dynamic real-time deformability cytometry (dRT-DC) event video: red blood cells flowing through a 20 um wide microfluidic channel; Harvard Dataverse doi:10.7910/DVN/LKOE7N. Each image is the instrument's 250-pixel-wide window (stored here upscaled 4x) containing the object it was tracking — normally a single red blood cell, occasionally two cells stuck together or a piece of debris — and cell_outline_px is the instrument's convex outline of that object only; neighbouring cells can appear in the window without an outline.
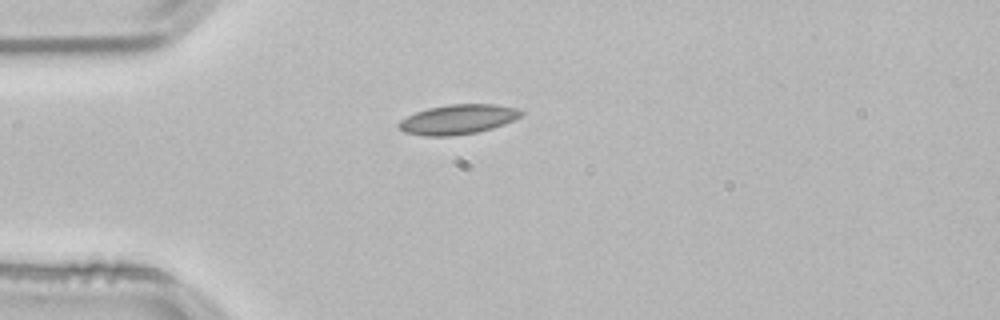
{"species": "common noctule bat (a hibernating species)", "species_latin": "Nyctalus noctula", "temperature_condition": "room temperature", "stored_images_in_passage": 40, "camera_frame_rate_fps": 3000, "um_per_image_px": 0.085, "animal": {"sex": "male", "body_mass_g": 21.5, "forearm_length_mm": 52.0}, "frame": {"image": 1, "passage_image": 1, "time_ms": 0.0, "image_size_px": [1000, 320], "cell_outline_px": [[524, 112], [520, 116], [504, 124], [492, 128], [476, 132], [452, 136], [424, 136], [404, 132], [396, 124], [400, 120], [416, 112], [428, 108], [448, 104], [496, 104], [520, 108]], "centroid_in_image_um": [38.93, 10.14], "position_along_channel_um": 46.1, "area_um2": 21.21}}
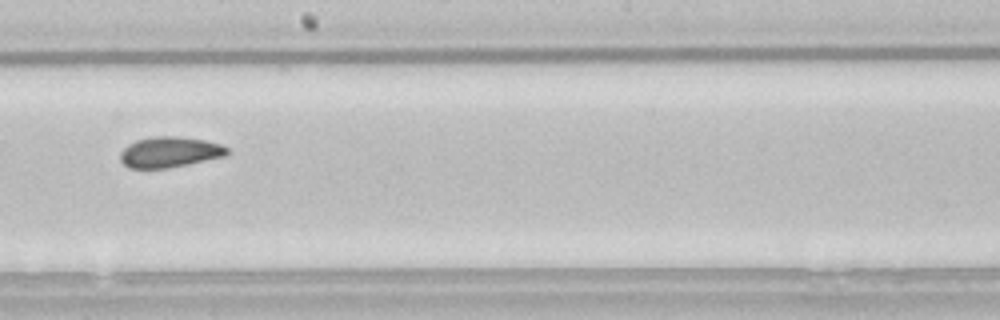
{"frame": {"image": 2, "passage_image": 17, "time_ms": 5.333, "image_size_px": [1000, 320], "cell_outline_px": [[228, 152], [224, 156], [188, 164], [168, 168], [128, 168], [120, 160], [120, 152], [128, 144], [136, 140], [152, 136], [176, 136], [204, 140], [220, 144], [228, 148]], "centroid_in_image_um": [14.38, 12.92], "position_along_channel_um": 233.8, "area_um2": 19.02}}
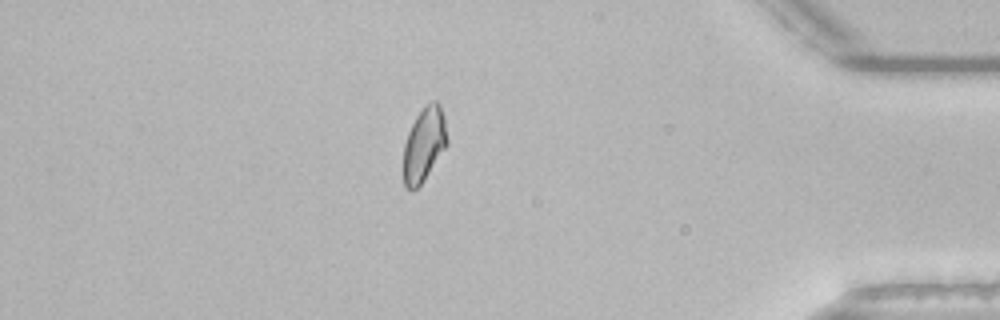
{"frame": {"image": 3, "passage_image": 33, "time_ms": 10.667, "image_size_px": [1000, 320], "cell_outline_px": [[448, 144], [424, 180], [412, 192], [404, 184], [404, 144], [408, 132], [416, 116], [432, 100], [436, 100], [440, 104], [444, 116], [448, 140]], "centroid_in_image_um": [36.06, 12.27], "position_along_channel_um": 399.1, "area_um2": 18.73}, "authors_computed_cell_mechanics": {"area_um2": 19.1029, "velocity_mm_per_s": 3.8311, "shape_relaxation_time_tau1_ms": null, "shape_relaxation_time_tau2_ms": 2.8526, "deformation_change_tau1": null, "deformation_change_tau2": 0.0574}}